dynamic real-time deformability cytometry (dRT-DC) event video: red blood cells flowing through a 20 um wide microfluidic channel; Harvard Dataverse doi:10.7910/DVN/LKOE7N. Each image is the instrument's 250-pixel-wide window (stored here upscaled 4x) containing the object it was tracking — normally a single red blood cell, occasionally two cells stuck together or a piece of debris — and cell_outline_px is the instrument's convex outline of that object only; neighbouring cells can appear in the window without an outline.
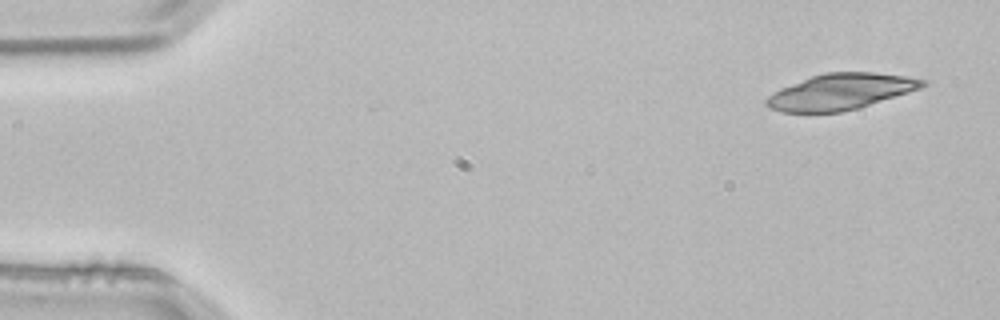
{"species": "common noctule bat (a hibernating species)", "species_latin": "Nyctalus noctula", "temperature_condition": "room temperature", "stored_images_in_passage": 2, "camera_frame_rate_fps": 3000, "um_per_image_px": 0.085, "animal": {"sex": "male", "body_mass_g": 21.5, "forearm_length_mm": 52.0}, "frame": {"image": 1, "passage_image": 1, "time_ms": 0.0, "image_size_px": [1000, 320], "cell_outline_px": [[928, 84], [920, 88], [908, 92], [856, 108], [840, 112], [784, 112], [772, 108], [764, 104], [764, 100], [768, 96], [780, 88], [812, 76], [824, 72], [876, 72], [908, 76], [928, 80]], "centroid_in_image_um": [71.46, 7.77], "position_along_channel_um": 13.5, "area_um2": 32.43}}